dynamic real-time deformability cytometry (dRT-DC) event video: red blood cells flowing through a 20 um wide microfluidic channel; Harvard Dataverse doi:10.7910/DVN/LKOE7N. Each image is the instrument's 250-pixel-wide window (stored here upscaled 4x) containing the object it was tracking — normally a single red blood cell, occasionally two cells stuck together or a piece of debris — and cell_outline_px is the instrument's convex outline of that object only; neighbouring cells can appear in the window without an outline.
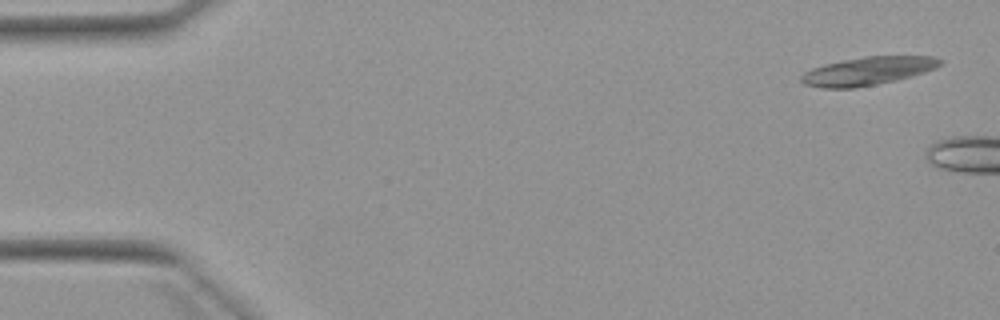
{"species": "Egyptian fruit bat (a non-hibernating species)", "species_latin": "Rousettus aegyptiacus", "temperature_condition": "warm", "stored_images_in_passage": 3, "camera_frame_rate_fps": 3000, "um_per_image_px": 0.085, "animal": {"sex": "female"}, "frame": {"image": 1, "passage_image": 1, "time_ms": 0.0, "image_size_px": [1000, 320], "cell_outline_px": [[944, 64], [936, 68], [912, 76], [896, 80], [856, 88], [820, 88], [804, 84], [800, 80], [800, 76], [804, 72], [812, 68], [824, 64], [864, 56], [932, 56], [944, 60]], "centroid_in_image_um": [73.78, 6.03], "position_along_channel_um": 11.2, "area_um2": 23.0}}